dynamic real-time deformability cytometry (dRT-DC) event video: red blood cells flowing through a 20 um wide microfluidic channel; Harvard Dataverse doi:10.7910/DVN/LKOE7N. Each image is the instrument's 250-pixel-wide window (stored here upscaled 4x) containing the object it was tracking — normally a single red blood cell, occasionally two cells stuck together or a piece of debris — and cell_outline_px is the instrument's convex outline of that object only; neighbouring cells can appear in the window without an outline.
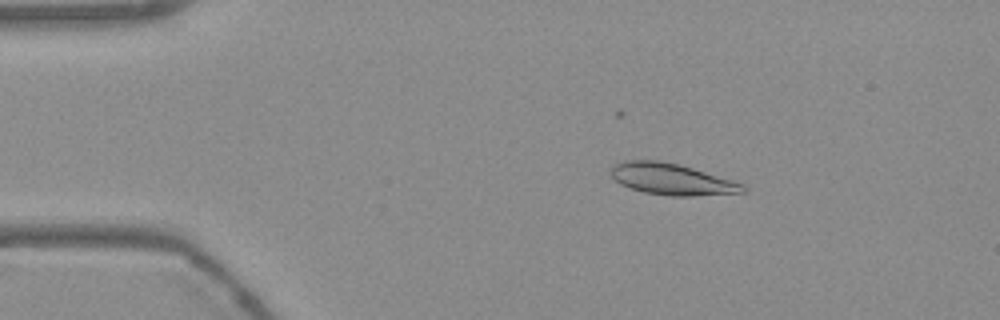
{"species": "Egyptian fruit bat (a non-hibernating species)", "species_latin": "Rousettus aegyptiacus", "temperature_condition": "warm", "stored_images_in_passage": 53, "camera_frame_rate_fps": 3000, "um_per_image_px": 0.085, "frame": {"image": 1, "passage_image": 8, "time_ms": 2.333, "image_size_px": [1000, 320], "cell_outline_px": [[748, 188], [744, 192], [692, 196], [668, 196], [644, 192], [620, 184], [608, 172], [608, 168], [612, 164], [624, 160], [660, 160], [680, 164], [732, 180], [744, 184]], "centroid_in_image_um": [57.05, 15.21], "position_along_channel_um": 27.9, "area_um2": 24.39}}
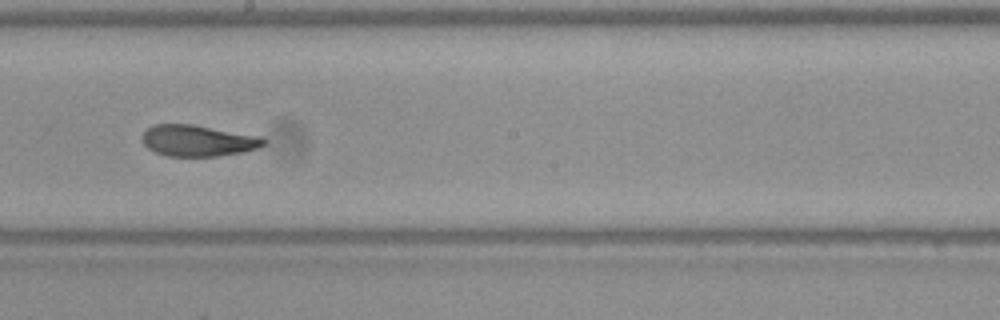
{"frame": {"image": 2, "passage_image": 29, "time_ms": 9.333, "image_size_px": [1000, 320], "cell_outline_px": [[268, 140], [260, 148], [244, 152], [216, 156], [168, 156], [156, 152], [148, 148], [144, 144], [140, 136], [152, 124], [192, 124], [260, 136]], "centroid_in_image_um": [16.83, 11.95], "position_along_channel_um": 231.4, "area_um2": 22.25}}
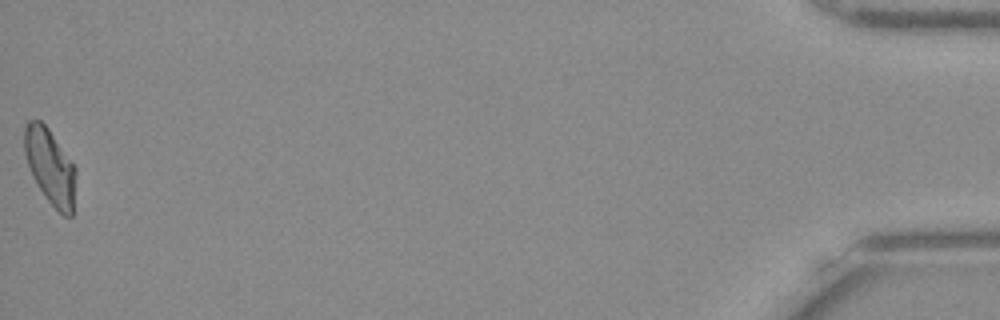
{"frame": {"image": 3, "passage_image": 53, "time_ms": 17.333, "image_size_px": [1000, 320], "cell_outline_px": [[76, 172], [72, 216], [64, 216], [48, 200], [36, 184], [32, 176], [24, 152], [24, 124], [28, 120], [40, 120], [48, 128], [76, 168]], "centroid_in_image_um": [4.25, 14.14], "position_along_channel_um": 431.0, "area_um2": 22.43}, "authors_computed_cell_mechanics": {"area_um2": 23.1778, "velocity_mm_per_s": 3.7408, "shape_relaxation_time_tau1_ms": null, "shape_relaxation_time_tau2_ms": 1.9108, "deformation_change_tau1": null, "deformation_change_tau2": 0.0646}}